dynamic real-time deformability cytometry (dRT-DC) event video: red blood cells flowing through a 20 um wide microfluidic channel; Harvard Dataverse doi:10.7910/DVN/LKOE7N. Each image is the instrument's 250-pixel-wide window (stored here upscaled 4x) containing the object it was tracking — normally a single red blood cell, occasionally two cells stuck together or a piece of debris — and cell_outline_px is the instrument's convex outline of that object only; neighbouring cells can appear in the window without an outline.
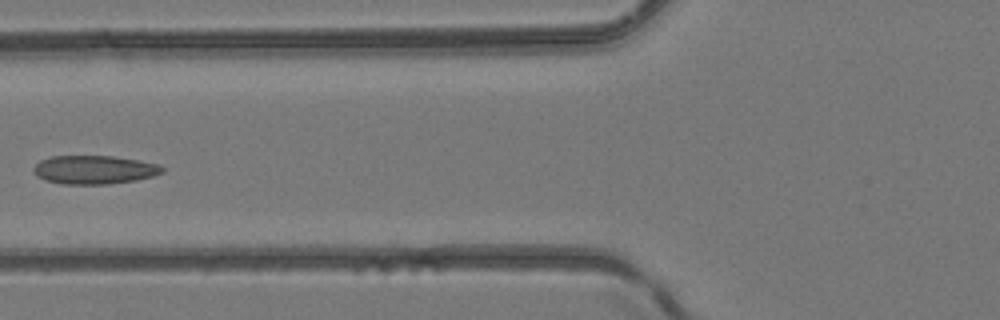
{"species": "common noctule bat (a hibernating species)", "species_latin": "Nyctalus noctula", "temperature_condition": "room temperature", "stored_images_in_passage": 6, "camera_frame_rate_fps": 3000, "um_per_image_px": 0.085, "animal": {"sex": "female", "body_mass_g": 24.6, "forearm_length_mm": 56.2}, "frame": {"image": 1, "passage_image": 5, "time_ms": 6.0, "image_size_px": [1000, 320], "cell_outline_px": [[164, 172], [152, 176], [136, 180], [108, 184], [60, 184], [44, 180], [36, 176], [32, 168], [40, 160], [52, 156], [112, 156], [160, 164], [164, 168]], "centroid_in_image_um": [7.99, 14.43], "position_along_channel_um": 117.8, "area_um2": 21.5}}
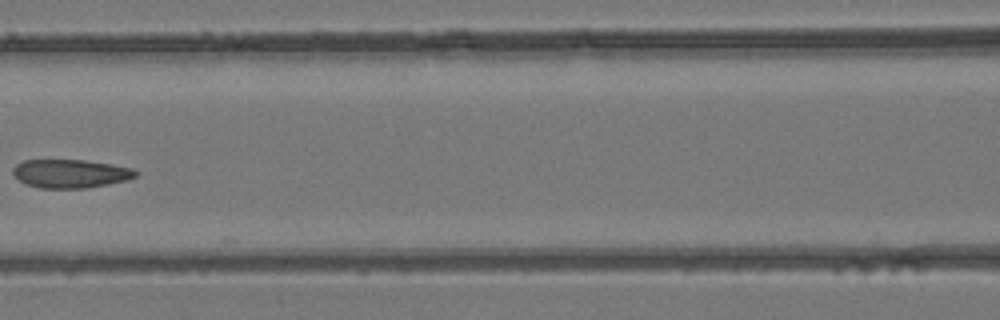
{"frame": {"image": 2, "passage_image": 6, "time_ms": 7.0, "image_size_px": [1000, 320], "cell_outline_px": [[140, 172], [136, 176], [128, 180], [108, 184], [84, 188], [40, 188], [28, 184], [20, 180], [12, 172], [12, 168], [16, 164], [24, 160], [84, 160], [132, 168]], "centroid_in_image_um": [6.0, 14.75], "position_along_channel_um": 160.6, "area_um2": 20.23}}